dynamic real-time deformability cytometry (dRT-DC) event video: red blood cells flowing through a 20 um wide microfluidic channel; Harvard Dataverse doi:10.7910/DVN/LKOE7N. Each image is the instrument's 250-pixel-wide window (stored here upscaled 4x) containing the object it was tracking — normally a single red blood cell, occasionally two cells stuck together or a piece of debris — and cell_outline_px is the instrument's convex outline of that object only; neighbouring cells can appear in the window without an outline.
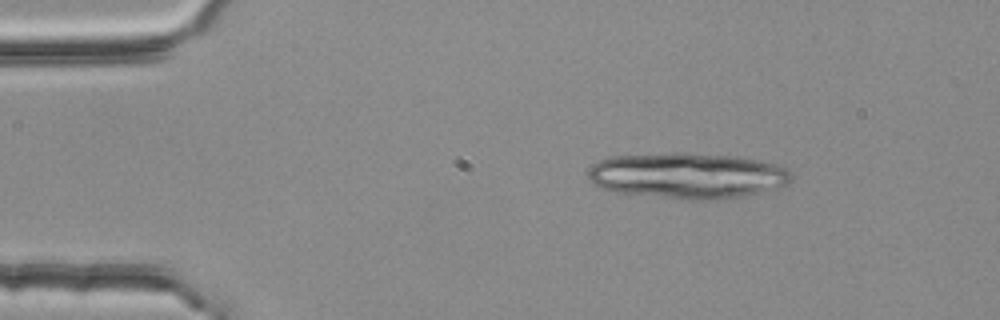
{"species": "common noctule bat (a hibernating species)", "species_latin": "Nyctalus noctula", "temperature_condition": "room temperature", "stored_images_in_passage": 14, "camera_frame_rate_fps": 3000, "um_per_image_px": 0.085, "animal": {"sex": "female", "body_mass_g": 25.1}, "frame": {"image": 1, "passage_image": 1, "time_ms": 0.0, "image_size_px": [1000, 320], "cell_outline_px": [[792, 180], [788, 184], [760, 192], [728, 200], [692, 200], [616, 192], [600, 188], [588, 176], [588, 168], [600, 160], [616, 156], [672, 152], [688, 152], [736, 156], [776, 164], [788, 168], [792, 172]], "centroid_in_image_um": [58.49, 14.93], "position_along_channel_um": 26.5, "area_um2": 54.68}}